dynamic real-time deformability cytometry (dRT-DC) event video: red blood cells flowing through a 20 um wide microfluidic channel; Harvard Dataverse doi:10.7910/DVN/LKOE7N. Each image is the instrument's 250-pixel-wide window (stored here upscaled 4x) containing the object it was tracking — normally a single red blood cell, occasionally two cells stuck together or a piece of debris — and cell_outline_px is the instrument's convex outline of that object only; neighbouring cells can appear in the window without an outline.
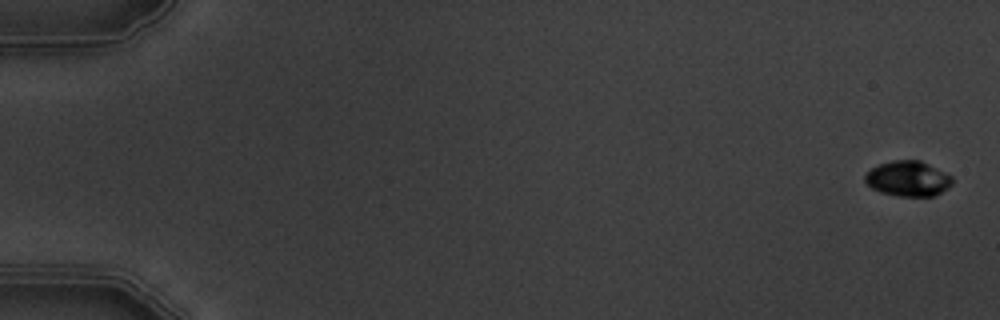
{"species": "common noctule bat (a hibernating species)", "species_latin": "Nyctalus noctula", "temperature_condition": "warm", "stored_images_in_passage": 5, "camera_frame_rate_fps": 3000, "um_per_image_px": 0.085, "animal": {"sex": "male", "body_mass_g": 19.5, "forearm_length_mm": 54.6}, "frame": {"image": 1, "passage_image": 1, "time_ms": 0.0, "image_size_px": [1000, 320], "cell_outline_px": [[952, 184], [948, 188], [932, 196], [896, 196], [880, 192], [872, 188], [864, 180], [864, 176], [872, 168], [880, 164], [892, 160], [920, 160], [952, 176]], "centroid_in_image_um": [77.17, 15.19], "position_along_channel_um": 7.8, "area_um2": 17.8}}
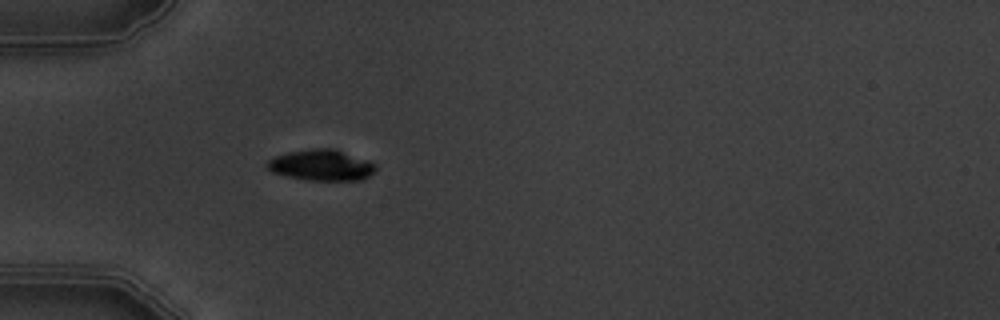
{"frame": {"image": 2, "passage_image": 5, "time_ms": 5.667, "image_size_px": [1000, 320], "cell_outline_px": [[376, 168], [364, 180], [308, 180], [288, 176], [272, 172], [264, 168], [264, 164], [268, 160], [276, 156], [288, 152], [312, 148], [332, 148], [368, 160], [376, 164]], "centroid_in_image_um": [27.28, 14.04], "position_along_channel_um": 57.7, "area_um2": 19.59}}